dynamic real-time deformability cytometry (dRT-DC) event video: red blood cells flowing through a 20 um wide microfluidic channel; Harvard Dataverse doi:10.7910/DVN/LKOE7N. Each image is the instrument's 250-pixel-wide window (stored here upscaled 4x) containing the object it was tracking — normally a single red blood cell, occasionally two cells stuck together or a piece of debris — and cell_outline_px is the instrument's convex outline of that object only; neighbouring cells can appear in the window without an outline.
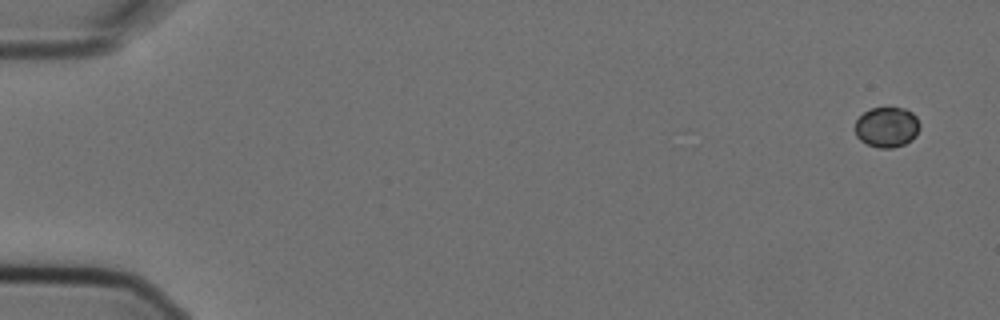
{"species": "Egyptian fruit bat (a non-hibernating species)", "species_latin": "Rousettus aegyptiacus", "temperature_condition": "cold", "stored_images_in_passage": 7, "camera_frame_rate_fps": 3000, "um_per_image_px": 0.085, "animal": {"sex": "female"}, "frame": {"image": 1, "passage_image": 1, "time_ms": 0.0, "image_size_px": [1000, 320], "cell_outline_px": [[920, 128], [916, 136], [912, 140], [904, 144], [892, 148], [880, 148], [868, 144], [860, 140], [856, 136], [856, 120], [864, 112], [872, 108], [904, 108], [912, 112], [916, 116], [920, 124]], "centroid_in_image_um": [75.41, 10.81], "position_along_channel_um": 9.6, "area_um2": 15.2}}
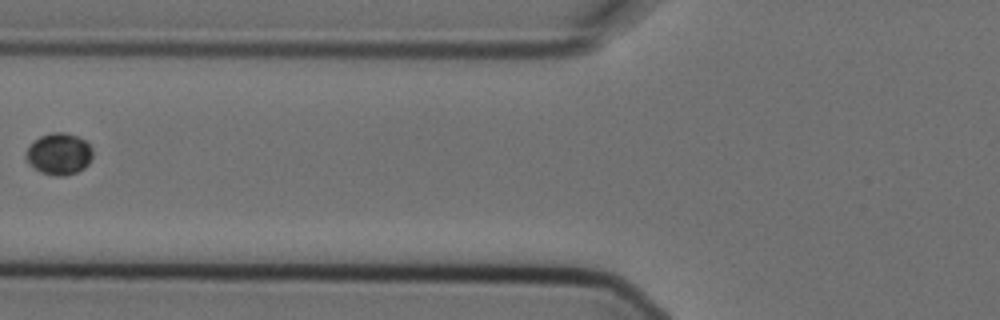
{"frame": {"image": 2, "passage_image": 6, "time_ms": 1.667, "image_size_px": [1000, 320], "cell_outline_px": [[92, 156], [88, 164], [84, 168], [76, 172], [64, 176], [56, 176], [40, 172], [28, 160], [28, 148], [40, 136], [52, 132], [68, 132], [84, 140], [92, 148]], "centroid_in_image_um": [5.07, 13.08], "position_along_channel_um": 120.7, "area_um2": 15.78}}
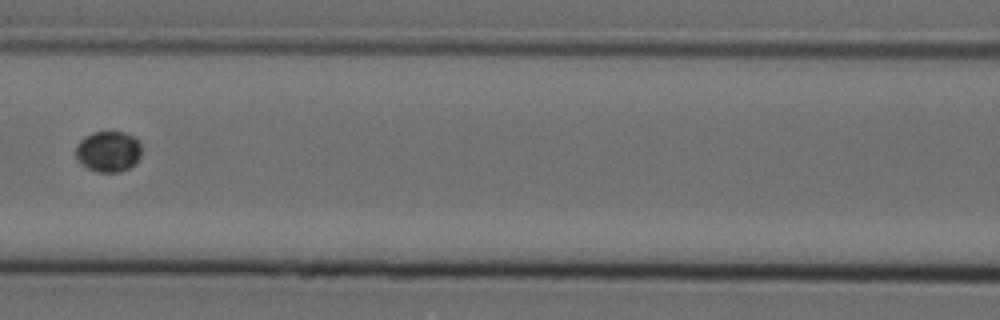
{"frame": {"image": 3, "passage_image": 7, "time_ms": 2.0, "image_size_px": [1000, 320], "cell_outline_px": [[140, 156], [136, 164], [120, 172], [96, 172], [80, 164], [76, 160], [76, 144], [84, 136], [92, 132], [124, 132], [136, 136], [140, 144]], "centroid_in_image_um": [9.19, 12.87], "position_along_channel_um": 157.4, "area_um2": 15.95}}